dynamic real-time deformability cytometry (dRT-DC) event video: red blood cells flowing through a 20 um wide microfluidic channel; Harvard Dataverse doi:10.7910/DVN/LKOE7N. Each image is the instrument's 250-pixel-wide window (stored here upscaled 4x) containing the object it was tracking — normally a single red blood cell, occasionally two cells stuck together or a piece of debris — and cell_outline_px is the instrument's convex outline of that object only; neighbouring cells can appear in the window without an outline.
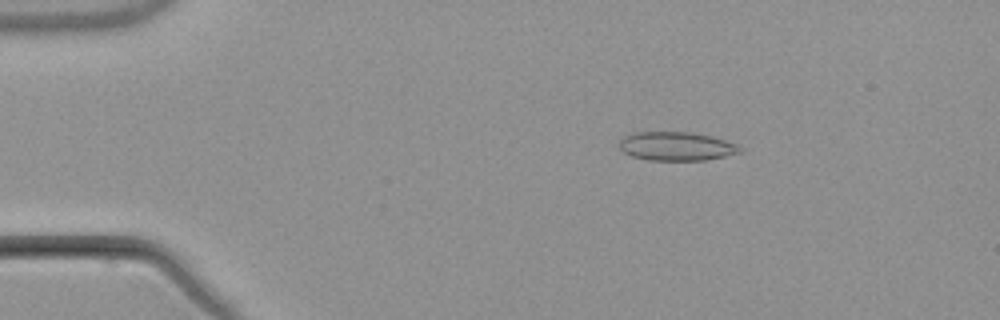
{"species": "common noctule bat (a hibernating species)", "species_latin": "Nyctalus noctula", "temperature_condition": "warm", "stored_images_in_passage": 5, "camera_frame_rate_fps": 3000, "um_per_image_px": 0.085, "animal": {"sex": "male", "body_mass_g": 21.5, "forearm_length_mm": 52.0}, "frame": {"image": 1, "passage_image": 3, "time_ms": 2.333, "image_size_px": [1000, 320], "cell_outline_px": [[744, 148], [740, 152], [724, 156], [704, 160], [648, 160], [632, 156], [624, 152], [620, 148], [620, 140], [624, 136], [632, 132], [692, 132], [712, 136], [736, 144]], "centroid_in_image_um": [57.49, 12.42], "position_along_channel_um": 27.5, "area_um2": 20.17}}